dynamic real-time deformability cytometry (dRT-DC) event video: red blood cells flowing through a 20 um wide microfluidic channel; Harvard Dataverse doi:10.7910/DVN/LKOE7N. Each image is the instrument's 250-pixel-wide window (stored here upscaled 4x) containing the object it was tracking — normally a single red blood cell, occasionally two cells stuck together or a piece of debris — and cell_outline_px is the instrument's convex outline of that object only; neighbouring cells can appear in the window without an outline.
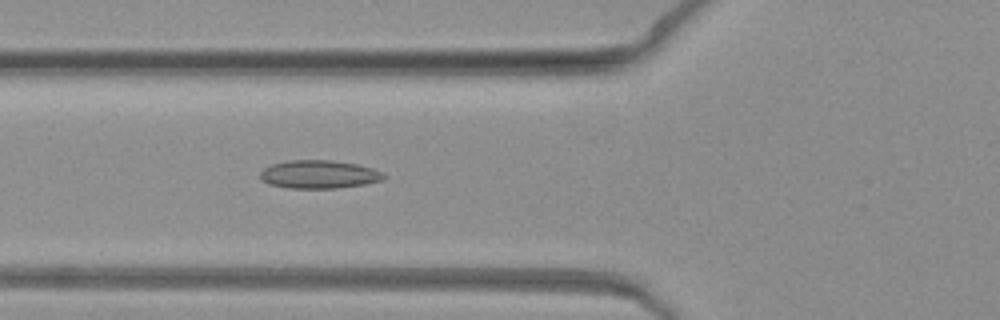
{"species": "common noctule bat (a hibernating species)", "species_latin": "Nyctalus noctula", "temperature_condition": "warm", "stored_images_in_passage": 37, "camera_frame_rate_fps": 3000, "um_per_image_px": 0.085, "animal": {"sex": "female", "body_mass_g": 19.3, "forearm_length_mm": 54.1}, "frame": {"image": 1, "passage_image": 9, "time_ms": 2.667, "image_size_px": [1000, 320], "cell_outline_px": [[388, 176], [384, 180], [364, 184], [336, 188], [288, 188], [268, 184], [260, 180], [260, 172], [264, 168], [272, 164], [288, 160], [332, 160], [356, 164], [372, 168]], "centroid_in_image_um": [27.1, 14.82], "position_along_channel_um": 98.7, "area_um2": 20.4}}
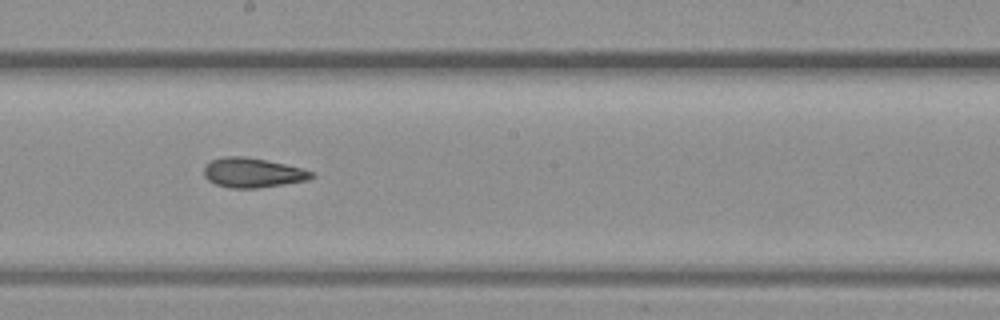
{"frame": {"image": 2, "passage_image": 19, "time_ms": 6.0, "image_size_px": [1000, 320], "cell_outline_px": [[316, 176], [308, 180], [284, 184], [256, 188], [228, 188], [216, 184], [208, 180], [204, 176], [204, 168], [212, 160], [224, 156], [244, 156], [304, 168], [312, 172]], "centroid_in_image_um": [21.49, 14.69], "position_along_channel_um": 226.7, "area_um2": 18.5}}
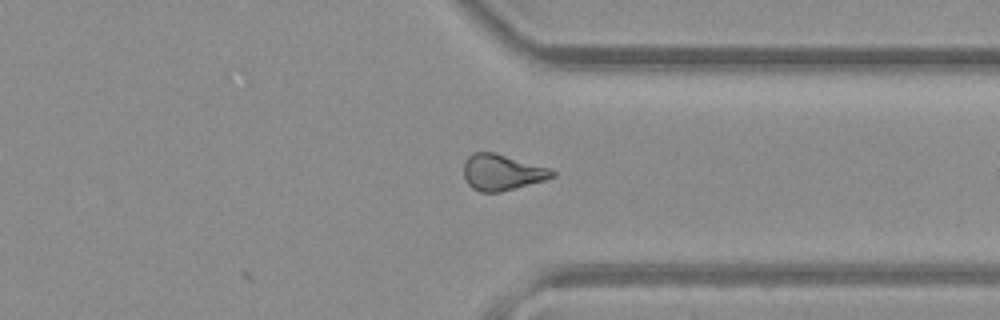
{"frame": {"image": 3, "passage_image": 30, "time_ms": 9.667, "image_size_px": [1000, 320], "cell_outline_px": [[556, 176], [544, 180], [500, 192], [480, 192], [472, 188], [464, 180], [464, 164], [468, 156], [472, 152], [492, 152], [548, 168], [556, 172]], "centroid_in_image_um": [42.63, 14.66], "position_along_channel_um": 368.8, "area_um2": 18.32}}